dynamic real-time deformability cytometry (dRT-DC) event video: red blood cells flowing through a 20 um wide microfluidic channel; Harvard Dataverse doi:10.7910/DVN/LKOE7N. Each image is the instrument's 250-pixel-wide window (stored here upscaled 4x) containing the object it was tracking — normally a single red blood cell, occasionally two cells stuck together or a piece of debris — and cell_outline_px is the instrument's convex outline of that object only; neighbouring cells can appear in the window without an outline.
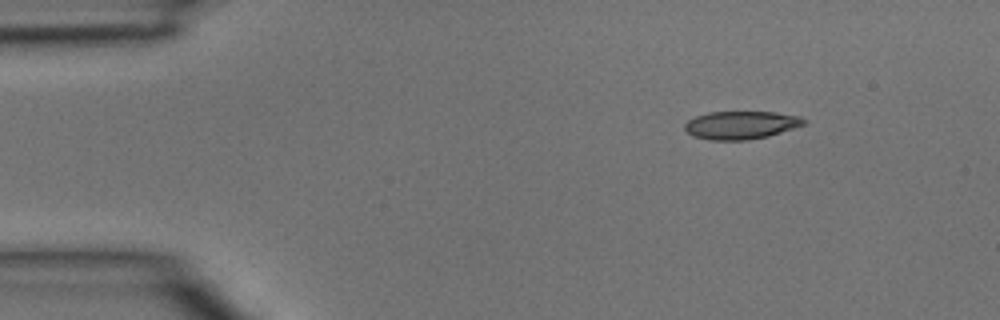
{"species": "common noctule bat (a hibernating species)", "species_latin": "Nyctalus noctula", "temperature_condition": "room temperature", "stored_images_in_passage": 3, "camera_frame_rate_fps": 3000, "um_per_image_px": 0.085, "animal": {"sex": "male", "body_mass_g": 15.6}, "frame": {"image": 1, "passage_image": 1, "time_ms": 0.0, "image_size_px": [1000, 320], "cell_outline_px": [[808, 120], [804, 124], [768, 136], [748, 140], [708, 140], [692, 136], [684, 128], [684, 124], [688, 120], [696, 116], [708, 112], [776, 112], [800, 116]], "centroid_in_image_um": [62.96, 10.63], "position_along_channel_um": 22.0, "area_um2": 19.48}}
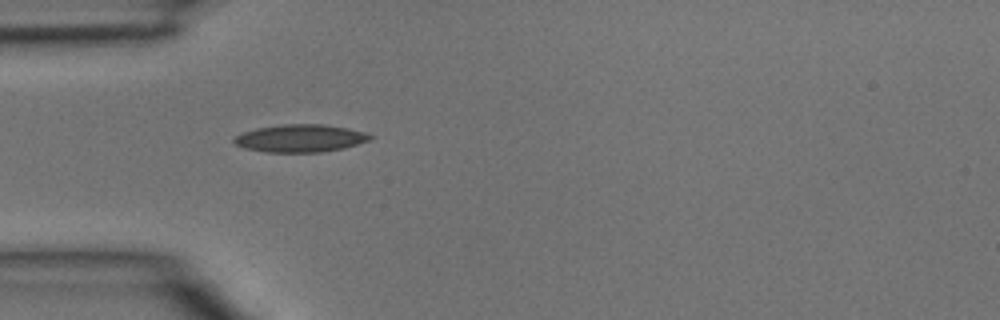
{"frame": {"image": 2, "passage_image": 3, "time_ms": 0.667, "image_size_px": [1000, 320], "cell_outline_px": [[376, 136], [372, 140], [344, 148], [324, 152], [264, 152], [244, 148], [236, 144], [232, 140], [236, 136], [244, 132], [256, 128], [284, 124], [324, 124], [348, 128], [364, 132]], "centroid_in_image_um": [25.58, 11.75], "position_along_channel_um": 59.4, "area_um2": 22.08}}